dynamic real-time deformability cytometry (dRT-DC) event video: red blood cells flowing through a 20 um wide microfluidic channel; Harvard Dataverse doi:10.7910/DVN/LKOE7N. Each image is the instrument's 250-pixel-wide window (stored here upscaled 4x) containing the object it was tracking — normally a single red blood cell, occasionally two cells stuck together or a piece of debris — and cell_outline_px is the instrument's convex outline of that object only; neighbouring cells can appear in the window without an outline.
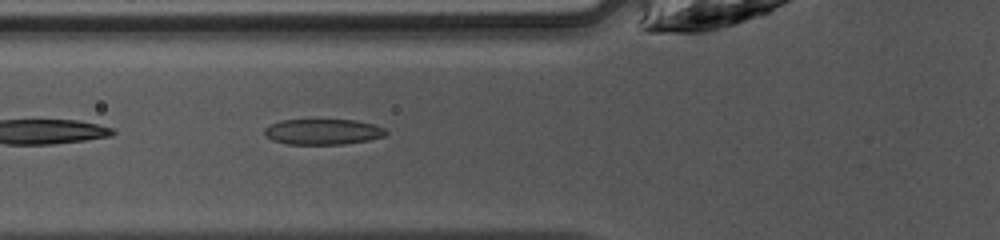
{"species": "common noctule bat (a hibernating species)", "species_latin": "Nyctalus noctula", "temperature_condition": "warm", "stored_images_in_passage": 22, "camera_frame_rate_fps": 3000, "um_per_image_px": 0.085, "animal": {"sex": "female", "body_mass_g": 10.0, "forearm_length_mm": 53.1}, "frame": {"image": 1, "passage_image": 4, "time_ms": 1.0, "image_size_px": [1000, 240], "cell_outline_px": [[388, 132], [384, 136], [368, 140], [344, 144], [288, 144], [272, 140], [264, 136], [264, 128], [280, 120], [356, 120], [372, 124], [384, 128]], "centroid_in_image_um": [27.42, 11.2], "position_along_channel_um": 98.4, "area_um2": 18.09}}
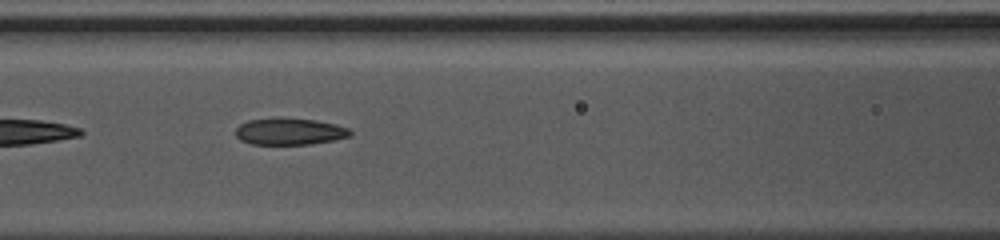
{"frame": {"image": 2, "passage_image": 7, "time_ms": 2.0, "image_size_px": [1000, 240], "cell_outline_px": [[352, 136], [332, 140], [308, 144], [252, 144], [240, 140], [236, 136], [236, 128], [240, 124], [248, 120], [316, 120], [336, 124], [348, 128], [352, 132]], "centroid_in_image_um": [24.64, 11.21], "position_along_channel_um": 142.0, "area_um2": 17.17}}